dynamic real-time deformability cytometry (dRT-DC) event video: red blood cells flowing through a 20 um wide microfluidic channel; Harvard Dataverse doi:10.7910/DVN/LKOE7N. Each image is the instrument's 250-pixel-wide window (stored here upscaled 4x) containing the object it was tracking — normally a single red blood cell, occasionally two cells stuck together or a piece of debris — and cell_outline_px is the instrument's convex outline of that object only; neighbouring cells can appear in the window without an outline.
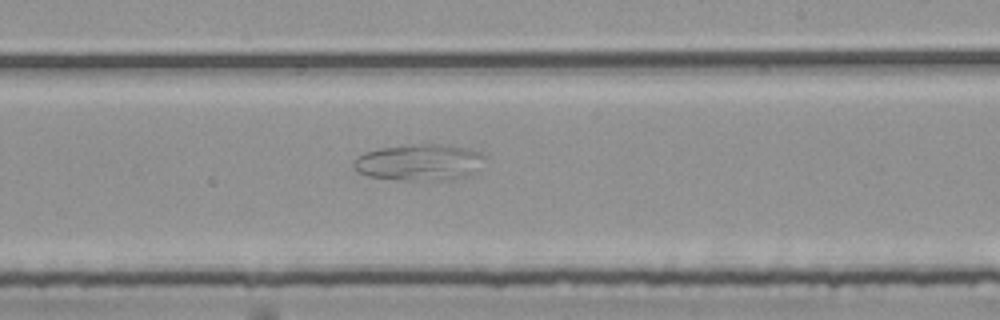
{"species": "common noctule bat (a hibernating species)", "species_latin": "Nyctalus noctula", "temperature_condition": "room temperature", "stored_images_in_passage": 46, "camera_frame_rate_fps": 3000, "um_per_image_px": 0.085, "animal": {"sex": "female", "body_mass_g": 25.1}, "frame": {"image": 1, "passage_image": 24, "time_ms": 7.667, "image_size_px": [1000, 320], "cell_outline_px": [[488, 156], [472, 172], [464, 176], [440, 180], [400, 180], [368, 176], [356, 172], [352, 168], [352, 164], [364, 152], [380, 148], [408, 144], [452, 144], [472, 148]], "centroid_in_image_um": [35.64, 13.77], "position_along_channel_um": 253.4, "area_um2": 28.03}}
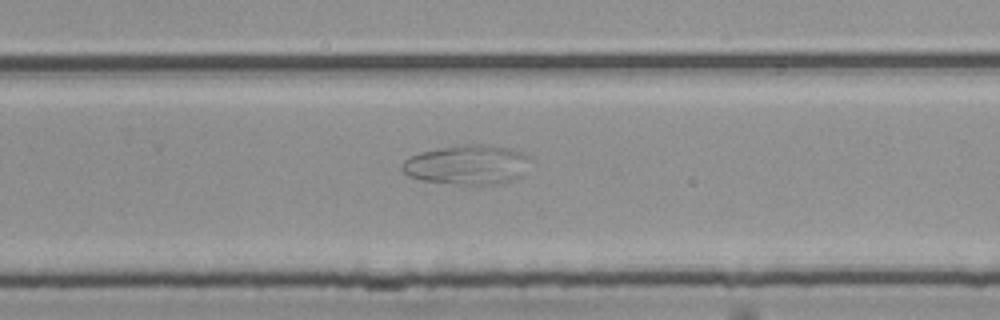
{"frame": {"image": 2, "passage_image": 27, "time_ms": 8.667, "image_size_px": [1000, 320], "cell_outline_px": [[528, 156], [524, 176], [512, 180], [496, 184], [452, 184], [420, 180], [408, 176], [400, 168], [400, 164], [404, 160], [420, 152], [440, 148], [468, 144], [492, 144], [512, 148]], "centroid_in_image_um": [39.7, 14.0], "position_along_channel_um": 290.1, "area_um2": 29.65}}
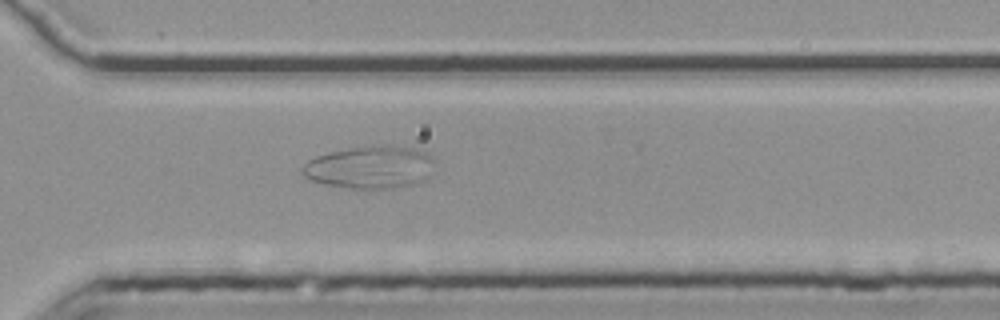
{"frame": {"image": 3, "passage_image": 31, "time_ms": 10.0, "image_size_px": [1000, 320], "cell_outline_px": [[432, 160], [428, 176], [420, 180], [408, 184], [392, 188], [348, 188], [324, 184], [308, 180], [300, 172], [300, 168], [308, 160], [316, 156], [328, 152], [364, 144], [376, 144], [412, 148], [424, 152]], "centroid_in_image_um": [31.31, 14.19], "position_along_channel_um": 339.3, "area_um2": 32.71}}